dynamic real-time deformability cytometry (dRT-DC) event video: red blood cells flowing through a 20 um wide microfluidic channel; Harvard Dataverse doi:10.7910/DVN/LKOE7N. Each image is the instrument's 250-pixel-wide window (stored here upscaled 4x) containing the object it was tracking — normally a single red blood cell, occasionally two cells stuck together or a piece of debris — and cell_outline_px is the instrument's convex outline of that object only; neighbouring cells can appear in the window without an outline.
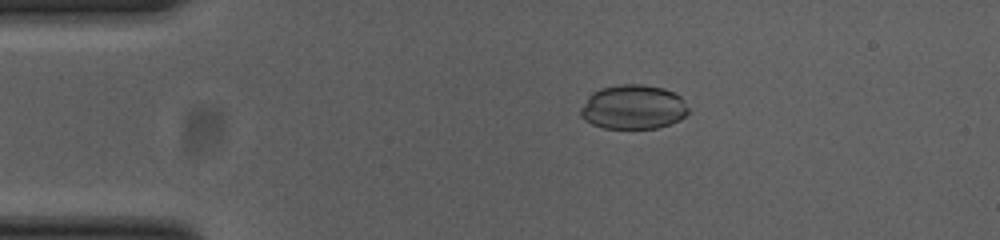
{"species": "common noctule bat (a hibernating species)", "species_latin": "Nyctalus noctula", "temperature_condition": "cold", "stored_images_in_passage": 45, "camera_frame_rate_fps": 3000, "um_per_image_px": 0.085, "animal": {"sex": "female", "body_mass_g": 23.0, "forearm_length_mm": 53.4}, "frame": {"image": 1, "passage_image": 1, "time_ms": 0.0, "image_size_px": [1000, 240], "cell_outline_px": [[688, 112], [680, 120], [656, 128], [604, 128], [592, 124], [584, 120], [580, 116], [580, 108], [588, 96], [592, 92], [600, 88], [620, 84], [644, 84], [664, 88], [680, 96], [684, 100], [688, 108]], "centroid_in_image_um": [53.8, 9.09], "position_along_channel_um": 31.2, "area_um2": 27.98}}
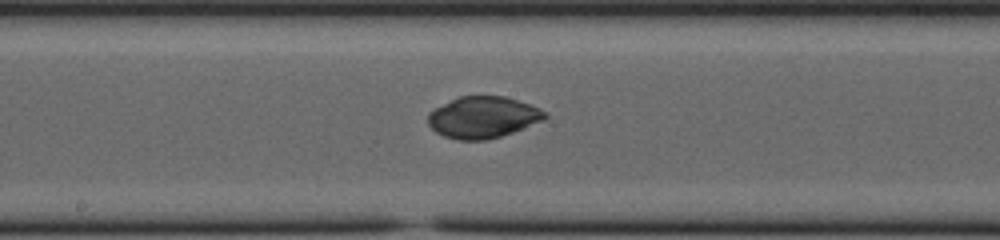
{"frame": {"image": 2, "passage_image": 19, "time_ms": 6.0, "image_size_px": [1000, 240], "cell_outline_px": [[548, 116], [544, 120], [524, 128], [500, 136], [484, 140], [460, 140], [444, 136], [436, 132], [428, 124], [428, 112], [460, 96], [504, 96], [540, 108], [548, 112]], "centroid_in_image_um": [41.07, 9.97], "position_along_channel_um": 207.1, "area_um2": 28.09}}
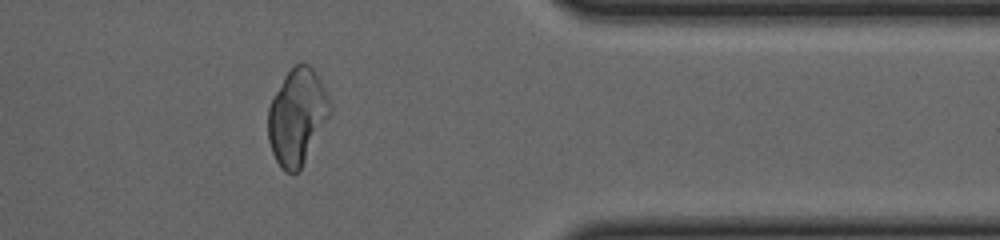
{"frame": {"image": 3, "passage_image": 35, "time_ms": 11.333, "image_size_px": [1000, 240], "cell_outline_px": [[332, 112], [300, 172], [284, 172], [280, 168], [272, 152], [268, 140], [268, 108], [284, 76], [300, 60], [304, 60], [316, 72], [324, 88], [332, 108]], "centroid_in_image_um": [25.27, 9.93], "position_along_channel_um": 386.1, "area_um2": 34.85}, "authors_computed_cell_mechanics": {"area_um2": 29.1312, "velocity_mm_per_s": 3.7051, "shape_relaxation_time_tau1_ms": null, "shape_relaxation_time_tau2_ms": 2.7079, "deformation_change_tau1": null, "deformation_change_tau2": 0.027}}